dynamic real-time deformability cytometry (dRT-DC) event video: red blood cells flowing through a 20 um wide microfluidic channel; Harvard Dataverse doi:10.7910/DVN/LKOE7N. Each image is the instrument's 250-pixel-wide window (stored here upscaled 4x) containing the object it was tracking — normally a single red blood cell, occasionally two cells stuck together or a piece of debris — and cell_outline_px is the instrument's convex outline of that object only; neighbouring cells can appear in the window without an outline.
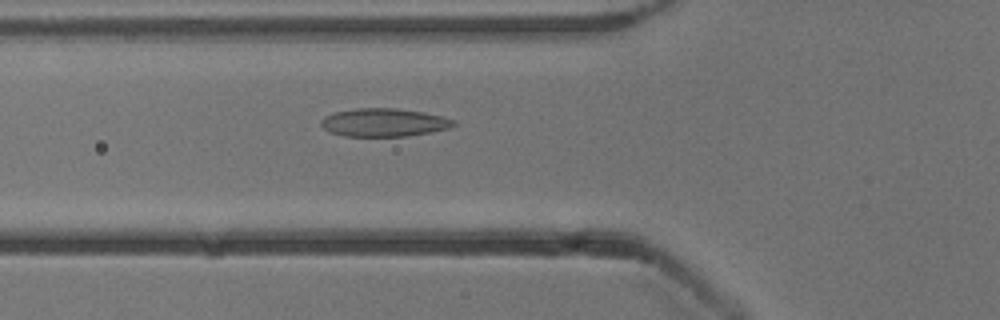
{"species": "common noctule bat (a hibernating species)", "species_latin": "Nyctalus noctula", "temperature_condition": "cold", "stored_images_in_passage": 45, "camera_frame_rate_fps": 3000, "um_per_image_px": 0.085, "animal": {"sex": "male", "body_mass_g": 13.3}, "frame": {"image": 1, "passage_image": 11, "time_ms": 3.333, "image_size_px": [1000, 320], "cell_outline_px": [[456, 124], [448, 128], [408, 136], [344, 136], [332, 132], [324, 128], [320, 124], [320, 120], [324, 116], [336, 112], [356, 108], [396, 108], [420, 112], [440, 116], [456, 120]], "centroid_in_image_um": [32.6, 10.41], "position_along_channel_um": 93.2, "area_um2": 21.5}}
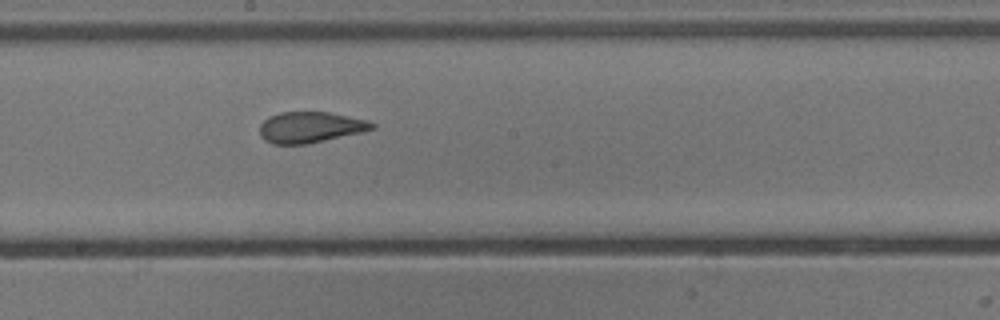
{"frame": {"image": 2, "passage_image": 21, "time_ms": 6.667, "image_size_px": [1000, 320], "cell_outline_px": [[376, 128], [360, 132], [308, 144], [272, 144], [264, 140], [260, 136], [260, 124], [268, 116], [280, 112], [328, 112], [368, 120], [376, 124]], "centroid_in_image_um": [26.35, 10.81], "position_along_channel_um": 221.8, "area_um2": 20.29}}
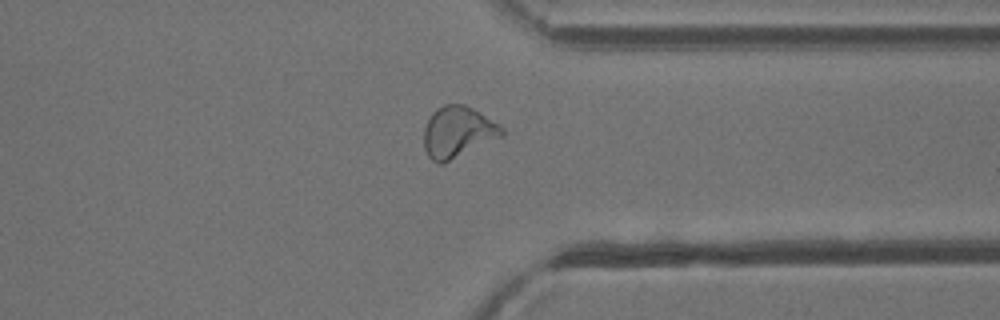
{"frame": {"image": 3, "passage_image": 33, "time_ms": 10.667, "image_size_px": [1000, 320], "cell_outline_px": [[504, 136], [444, 164], [440, 164], [432, 160], [428, 156], [424, 148], [424, 128], [432, 112], [436, 108], [444, 104], [464, 104], [480, 112], [500, 124], [504, 128]], "centroid_in_image_um": [38.93, 11.23], "position_along_channel_um": 372.5, "area_um2": 23.64}, "authors_computed_cell_mechanics": {"area_um2": 21.7906, "velocity_mm_per_s": 3.8345, "shape_relaxation_time_tau1_ms": 7.2398, "shape_relaxation_time_tau2_ms": 1.283, "deformation_change_tau1": 0.1951, "deformation_change_tau2": 0.0743}}